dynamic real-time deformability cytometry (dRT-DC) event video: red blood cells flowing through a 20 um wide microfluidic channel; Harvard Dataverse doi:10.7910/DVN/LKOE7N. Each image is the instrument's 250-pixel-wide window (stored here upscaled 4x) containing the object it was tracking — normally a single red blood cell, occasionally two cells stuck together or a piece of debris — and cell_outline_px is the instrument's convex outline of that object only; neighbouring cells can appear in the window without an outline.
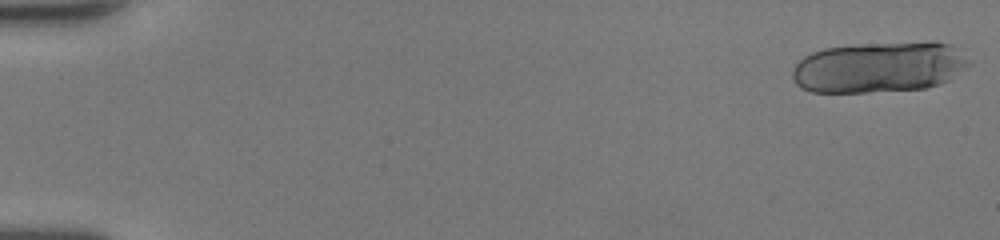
{"species": "human", "species_latin": "Homo sapiens", "temperature_condition": "room temperature", "stored_images_in_passage": 19, "camera_frame_rate_fps": 3000, "um_per_image_px": 0.085, "donor": {"sex": "female"}, "frame": {"image": 1, "passage_image": 1, "time_ms": 0.0, "image_size_px": [1000, 240], "cell_outline_px": [[972, 64], [968, 68], [948, 80], [940, 84], [924, 88], [868, 92], [812, 92], [800, 88], [792, 80], [792, 68], [804, 56], [812, 52], [824, 48], [860, 44], [932, 40], [936, 40], [952, 44]], "centroid_in_image_um": [74.74, 5.69], "position_along_channel_um": 10.3, "area_um2": 53.12}}